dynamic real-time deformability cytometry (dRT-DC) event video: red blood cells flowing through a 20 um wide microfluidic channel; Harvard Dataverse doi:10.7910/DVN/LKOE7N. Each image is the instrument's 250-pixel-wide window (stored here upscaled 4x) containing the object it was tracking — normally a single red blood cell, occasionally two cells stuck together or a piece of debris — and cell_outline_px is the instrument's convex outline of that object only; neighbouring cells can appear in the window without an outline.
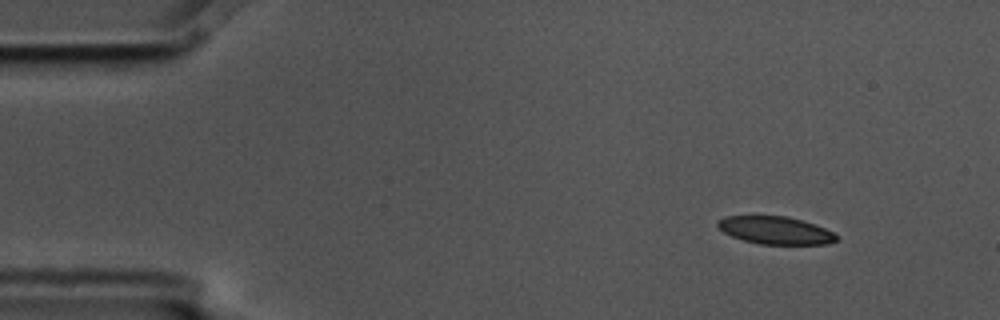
{"species": "common noctule bat (a hibernating species)", "species_latin": "Nyctalus noctula", "temperature_condition": "cold", "stored_images_in_passage": 8, "camera_frame_rate_fps": 3000, "um_per_image_px": 0.085, "animal": {"sex": "male", "body_mass_g": 17.5, "forearm_length_mm": 52.3}, "frame": {"image": 1, "passage_image": 1, "time_ms": 0.0, "image_size_px": [1000, 320], "cell_outline_px": [[836, 240], [828, 244], [760, 244], [744, 240], [732, 236], [724, 232], [716, 224], [724, 216], [788, 216], [824, 228], [832, 232], [836, 236]], "centroid_in_image_um": [65.89, 19.58], "position_along_channel_um": 19.1, "area_um2": 18.79}}
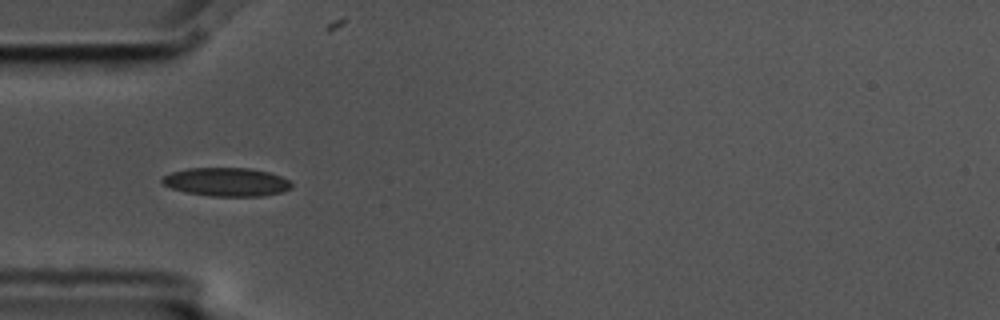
{"frame": {"image": 2, "passage_image": 4, "time_ms": 1.0, "image_size_px": [1000, 320], "cell_outline_px": [[292, 188], [280, 192], [264, 196], [212, 196], [184, 192], [172, 188], [164, 184], [160, 180], [164, 176], [172, 172], [188, 168], [248, 168], [268, 172], [280, 176], [288, 180], [292, 184]], "centroid_in_image_um": [19.25, 15.47], "position_along_channel_um": 65.7, "area_um2": 21.39}}